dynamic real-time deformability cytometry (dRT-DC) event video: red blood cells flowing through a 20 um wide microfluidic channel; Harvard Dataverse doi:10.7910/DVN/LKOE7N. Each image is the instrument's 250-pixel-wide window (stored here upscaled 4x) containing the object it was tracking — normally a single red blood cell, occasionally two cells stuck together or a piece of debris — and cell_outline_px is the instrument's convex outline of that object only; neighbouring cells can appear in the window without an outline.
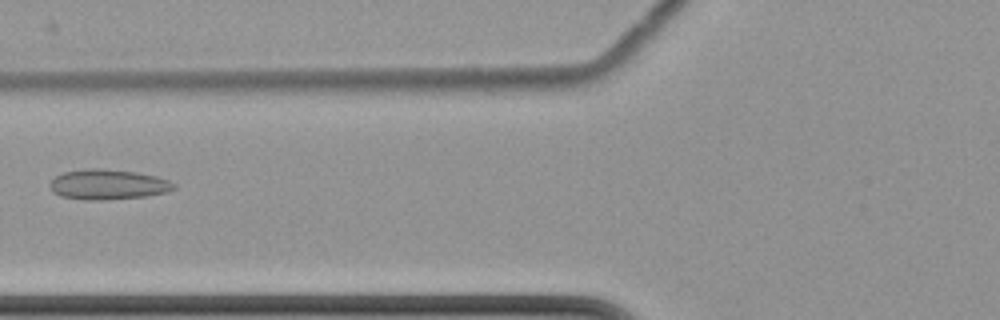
{"species": "common noctule bat (a hibernating species)", "species_latin": "Nyctalus noctula", "temperature_condition": "cold", "stored_images_in_passage": 6, "camera_frame_rate_fps": 3000, "um_per_image_px": 0.085, "animal": {"sex": "female", "body_mass_g": 22.7, "forearm_length_mm": 54.2}, "frame": {"image": 1, "passage_image": 6, "time_ms": 6.0, "image_size_px": [1000, 320], "cell_outline_px": [[176, 188], [168, 192], [144, 196], [104, 200], [84, 200], [60, 196], [52, 192], [48, 188], [48, 184], [56, 176], [64, 172], [88, 168], [96, 168], [136, 172], [156, 176], [168, 180], [176, 184]], "centroid_in_image_um": [9.15, 15.69], "position_along_channel_um": 116.6, "area_um2": 21.91}}